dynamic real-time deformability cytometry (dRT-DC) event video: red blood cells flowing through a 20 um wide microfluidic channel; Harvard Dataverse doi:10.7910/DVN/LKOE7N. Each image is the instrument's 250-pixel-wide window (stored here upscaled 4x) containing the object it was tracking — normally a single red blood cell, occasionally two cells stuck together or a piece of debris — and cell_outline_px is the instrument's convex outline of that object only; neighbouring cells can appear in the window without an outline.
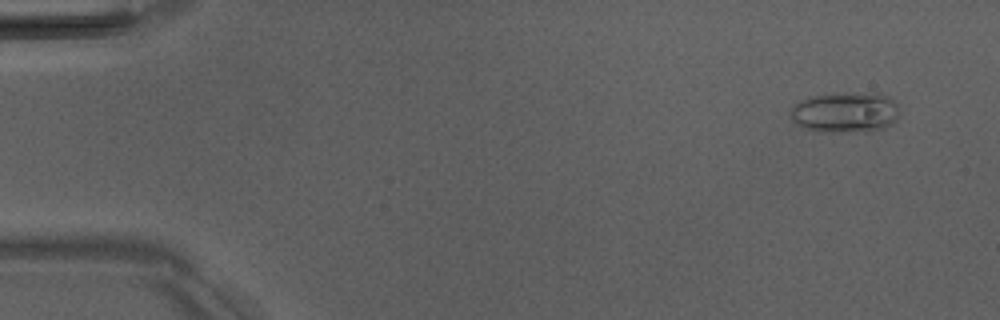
{"species": "Egyptian fruit bat (a non-hibernating species)", "species_latin": "Rousettus aegyptiacus", "temperature_condition": "room temperature", "stored_images_in_passage": 7, "camera_frame_rate_fps": 3000, "um_per_image_px": 0.085, "animal": {"sex": "male"}, "frame": {"image": 1, "passage_image": 1, "time_ms": 0.0, "image_size_px": [1000, 320], "cell_outline_px": [[900, 108], [896, 120], [892, 124], [884, 128], [868, 132], [816, 132], [804, 128], [796, 124], [792, 120], [788, 112], [800, 100], [808, 96], [832, 92], [880, 92], [888, 96], [900, 104]], "centroid_in_image_um": [71.87, 9.53], "position_along_channel_um": 13.1, "area_um2": 26.99}}
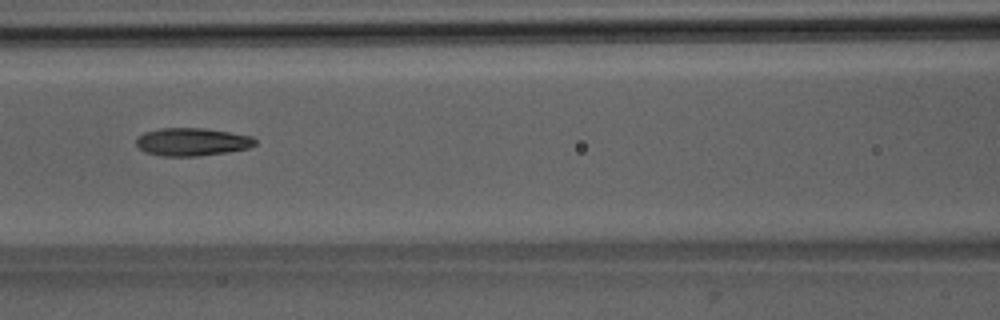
{"frame": {"image": 2, "passage_image": 7, "time_ms": 6.667, "image_size_px": [1000, 320], "cell_outline_px": [[256, 144], [248, 148], [228, 152], [196, 156], [160, 156], [144, 152], [136, 144], [136, 140], [144, 132], [160, 128], [204, 128], [252, 136], [256, 140]], "centroid_in_image_um": [16.32, 12.06], "position_along_channel_um": 150.3, "area_um2": 19.31}}